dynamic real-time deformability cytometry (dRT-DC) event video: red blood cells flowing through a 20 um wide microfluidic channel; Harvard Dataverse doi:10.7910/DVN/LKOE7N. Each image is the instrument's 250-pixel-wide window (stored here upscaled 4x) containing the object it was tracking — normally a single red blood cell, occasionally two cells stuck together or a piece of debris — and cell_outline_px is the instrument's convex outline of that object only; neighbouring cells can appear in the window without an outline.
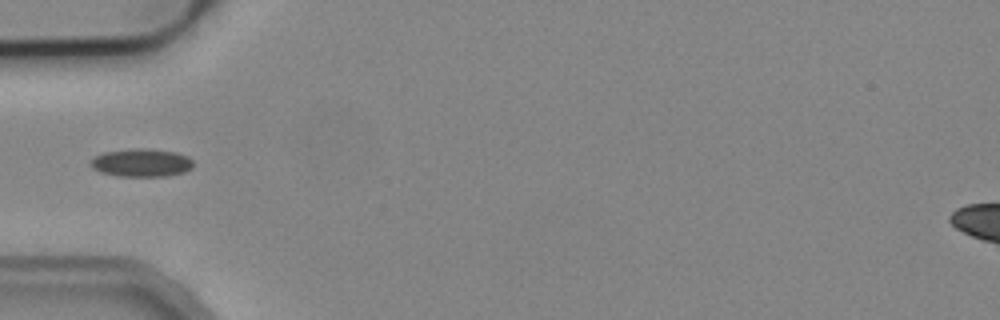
{"species": "common noctule bat (a hibernating species)", "species_latin": "Nyctalus noctula", "temperature_condition": "cold", "stored_images_in_passage": 5, "camera_frame_rate_fps": 3000, "um_per_image_px": 0.085, "animal": {"sex": "male", "body_mass_g": 19.2, "forearm_length_mm": 51.8}, "frame": {"image": 1, "passage_image": 5, "time_ms": 4.333, "image_size_px": [1000, 320], "cell_outline_px": [[192, 168], [184, 172], [164, 176], [120, 176], [100, 172], [92, 168], [92, 160], [96, 156], [104, 152], [132, 148], [148, 148], [176, 152], [188, 156], [192, 160]], "centroid_in_image_um": [12.05, 13.82], "position_along_channel_um": 73.0, "area_um2": 16.7}}